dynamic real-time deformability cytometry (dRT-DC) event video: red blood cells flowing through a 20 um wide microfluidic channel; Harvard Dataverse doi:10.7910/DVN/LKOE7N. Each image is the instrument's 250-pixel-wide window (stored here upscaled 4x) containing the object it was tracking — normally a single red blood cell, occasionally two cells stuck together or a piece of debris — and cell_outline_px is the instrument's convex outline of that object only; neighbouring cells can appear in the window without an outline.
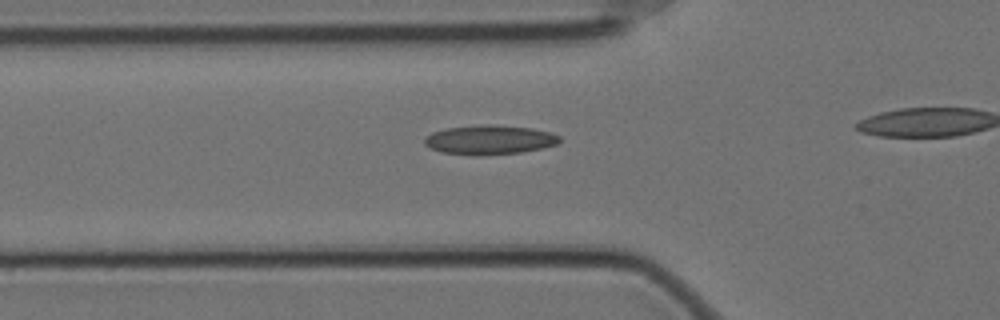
{"species": "Egyptian fruit bat (a non-hibernating species)", "species_latin": "Rousettus aegyptiacus", "temperature_condition": "cold", "stored_images_in_passage": 46, "camera_frame_rate_fps": 3000, "um_per_image_px": 0.085, "animal": {"sex": "female"}, "frame": {"image": 1, "passage_image": 12, "time_ms": 3.667, "image_size_px": [1000, 320], "cell_outline_px": [[560, 140], [556, 144], [540, 148], [520, 152], [440, 152], [424, 144], [424, 136], [432, 132], [444, 128], [480, 124], [492, 124], [532, 128], [552, 132], [560, 136]], "centroid_in_image_um": [41.61, 11.81], "position_along_channel_um": 84.2, "area_um2": 22.14}}
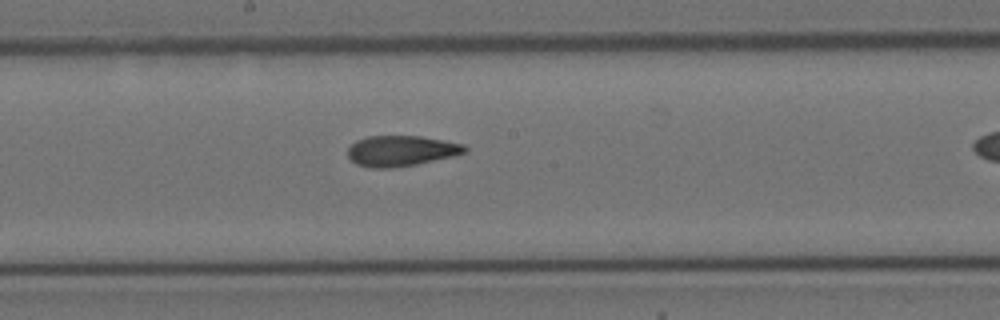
{"frame": {"image": 2, "passage_image": 23, "time_ms": 7.333, "image_size_px": [1000, 320], "cell_outline_px": [[468, 148], [464, 152], [456, 156], [416, 164], [392, 168], [372, 168], [356, 164], [348, 156], [348, 148], [356, 140], [368, 136], [420, 136], [444, 140], [464, 144]], "centroid_in_image_um": [34.11, 12.82], "position_along_channel_um": 214.1, "area_um2": 20.92}}
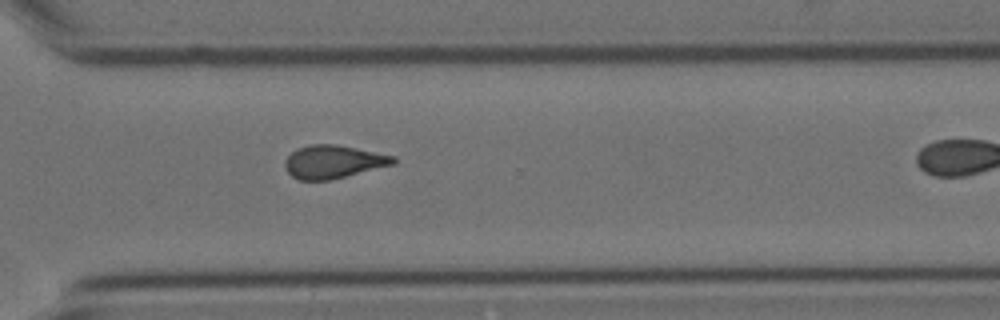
{"frame": {"image": 3, "passage_image": 34, "time_ms": 11.0, "image_size_px": [1000, 320], "cell_outline_px": [[396, 164], [332, 180], [300, 180], [292, 176], [284, 168], [284, 160], [296, 148], [308, 144], [336, 144], [396, 156]], "centroid_in_image_um": [28.34, 13.75], "position_along_channel_um": 342.3, "area_um2": 21.21}, "authors_computed_cell_mechanics": {"area_um2": 21.1837, "velocity_mm_per_s": 3.5157, "shape_relaxation_time_tau1_ms": null, "shape_relaxation_time_tau2_ms": 4.2386, "deformation_change_tau1": null, "deformation_change_tau2": 0.118}}